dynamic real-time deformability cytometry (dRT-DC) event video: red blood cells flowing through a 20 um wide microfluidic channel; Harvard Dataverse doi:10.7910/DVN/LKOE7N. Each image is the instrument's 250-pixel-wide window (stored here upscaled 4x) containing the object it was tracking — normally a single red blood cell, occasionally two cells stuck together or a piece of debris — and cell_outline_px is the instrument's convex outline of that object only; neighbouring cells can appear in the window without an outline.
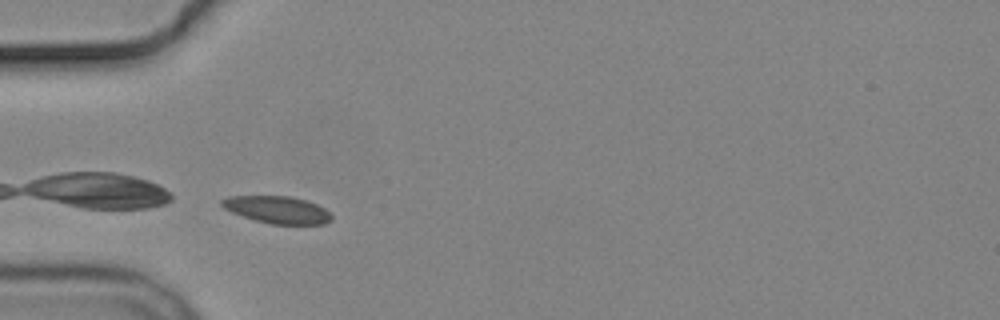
{"species": "common noctule bat (a hibernating species)", "species_latin": "Nyctalus noctula", "temperature_condition": "cold", "stored_images_in_passage": 3, "camera_frame_rate_fps": 3000, "um_per_image_px": 0.085, "animal": {"sex": "male", "body_mass_g": 19.2, "forearm_length_mm": 51.8}, "frame": {"image": 1, "passage_image": 2, "time_ms": 1.333, "image_size_px": [1000, 320], "cell_outline_px": [[332, 220], [324, 224], [272, 224], [256, 220], [232, 212], [224, 208], [220, 204], [220, 200], [228, 196], [288, 196], [304, 200], [316, 204], [324, 208], [332, 216]], "centroid_in_image_um": [23.56, 17.82], "position_along_channel_um": 61.4, "area_um2": 17.22}}